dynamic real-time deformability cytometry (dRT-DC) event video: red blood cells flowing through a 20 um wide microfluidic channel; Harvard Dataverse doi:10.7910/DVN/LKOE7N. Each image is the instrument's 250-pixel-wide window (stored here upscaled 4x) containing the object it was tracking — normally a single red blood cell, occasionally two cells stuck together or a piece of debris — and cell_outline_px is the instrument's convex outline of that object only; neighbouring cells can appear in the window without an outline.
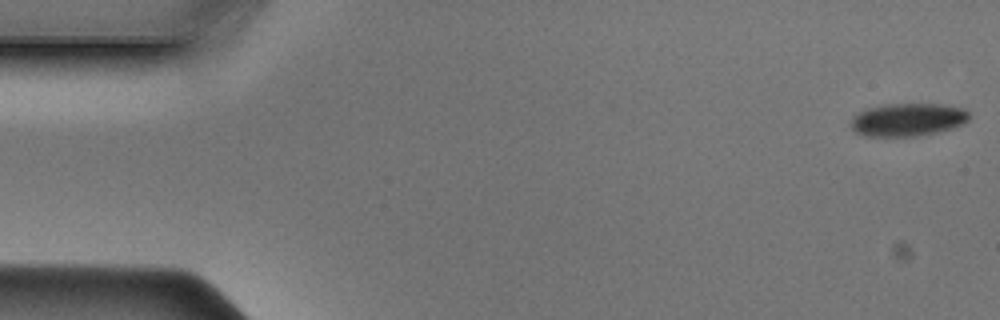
{"species": "Egyptian fruit bat (a non-hibernating species)", "species_latin": "Rousettus aegyptiacus", "temperature_condition": "cold", "stored_images_in_passage": 47, "camera_frame_rate_fps": 3000, "um_per_image_px": 0.085, "animal": {"sex": "male"}, "frame": {"image": 1, "passage_image": 1, "time_ms": 0.0, "image_size_px": [1000, 320], "cell_outline_px": [[972, 116], [964, 124], [952, 128], [936, 132], [916, 136], [864, 136], [856, 132], [848, 124], [852, 116], [864, 108], [884, 104], [944, 104], [964, 108]], "centroid_in_image_um": [77.14, 10.16], "position_along_channel_um": 7.9, "area_um2": 23.12}}
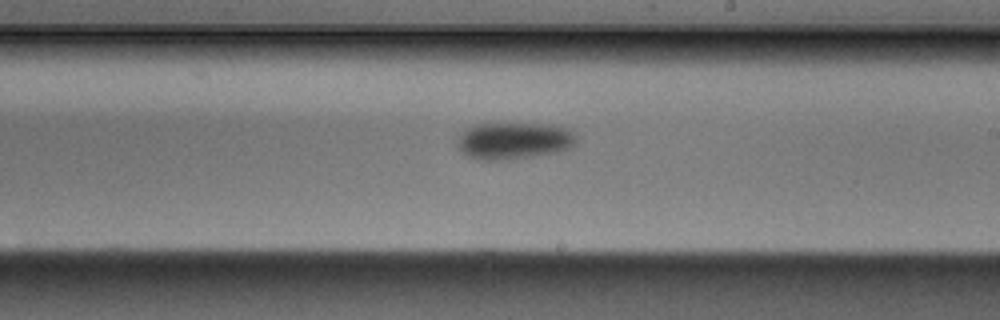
{"frame": {"image": 2, "passage_image": 27, "time_ms": 8.667, "image_size_px": [1000, 320], "cell_outline_px": [[576, 144], [572, 148], [556, 152], [532, 156], [500, 160], [484, 160], [468, 156], [456, 144], [456, 140], [468, 128], [480, 124], [552, 124], [572, 128], [576, 136]], "centroid_in_image_um": [43.77, 11.95], "position_along_channel_um": 245.2, "area_um2": 25.49}}
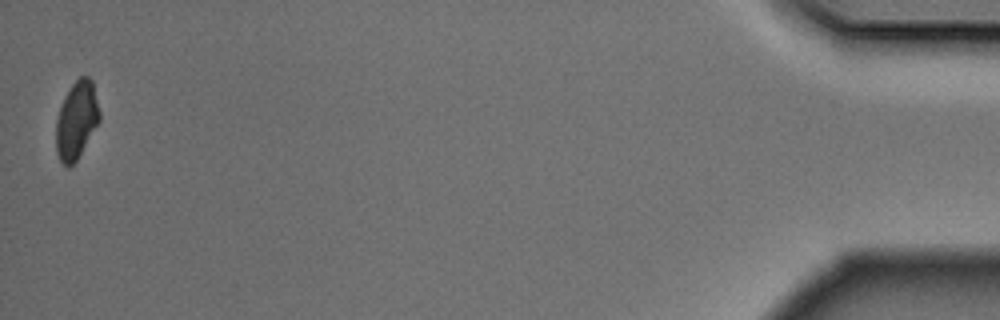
{"frame": {"image": 3, "passage_image": 47, "time_ms": 15.333, "image_size_px": [1000, 320], "cell_outline_px": [[100, 120], [76, 160], [68, 168], [60, 160], [56, 152], [56, 120], [60, 108], [72, 84], [80, 76], [88, 76], [92, 80], [100, 112]], "centroid_in_image_um": [6.51, 10.21], "position_along_channel_um": 428.7, "area_um2": 19.31}}